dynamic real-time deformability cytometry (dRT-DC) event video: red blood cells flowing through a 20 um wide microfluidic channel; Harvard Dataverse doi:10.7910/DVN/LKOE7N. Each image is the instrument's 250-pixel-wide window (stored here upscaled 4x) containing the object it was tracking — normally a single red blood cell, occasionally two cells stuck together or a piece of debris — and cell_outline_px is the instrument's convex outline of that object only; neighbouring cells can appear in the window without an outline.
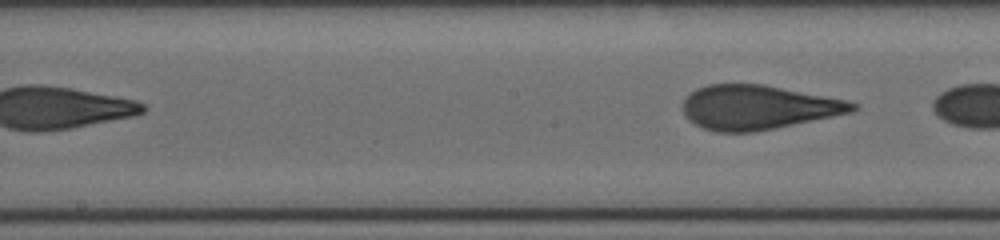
{"species": "human", "species_latin": "Homo sapiens", "temperature_condition": "cold", "stored_images_in_passage": 21, "segment_of_instrument_passage": [2, 2], "camera_frame_rate_fps": 3000, "um_per_image_px": 0.085, "donor": {"sex": "female"}, "frame": {"image": 1, "passage_image": 21, "time_ms": 7.333, "image_size_px": [1000, 240], "cell_outline_px": [[860, 108], [852, 112], [756, 132], [716, 132], [704, 128], [696, 124], [684, 116], [684, 100], [696, 88], [708, 84], [764, 84], [844, 100], [856, 104]], "centroid_in_image_um": [64.41, 9.12], "position_along_channel_um": 183.8, "area_um2": 43.41}}